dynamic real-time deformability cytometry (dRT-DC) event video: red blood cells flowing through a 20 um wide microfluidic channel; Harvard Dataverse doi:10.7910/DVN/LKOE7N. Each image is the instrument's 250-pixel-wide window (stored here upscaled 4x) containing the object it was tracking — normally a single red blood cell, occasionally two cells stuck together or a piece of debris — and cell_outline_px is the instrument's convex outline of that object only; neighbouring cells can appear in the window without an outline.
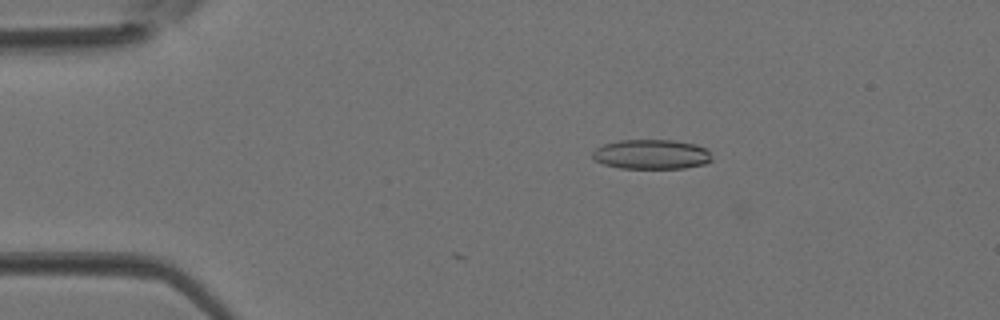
{"species": "Egyptian fruit bat (a non-hibernating species)", "species_latin": "Rousettus aegyptiacus", "temperature_condition": "room temperature", "stored_images_in_passage": 3, "camera_frame_rate_fps": 3000, "um_per_image_px": 0.085, "animal": {"sex": "female"}, "frame": {"image": 1, "passage_image": 2, "time_ms": 0.333, "image_size_px": [1000, 320], "cell_outline_px": [[712, 160], [704, 164], [684, 168], [620, 168], [604, 164], [596, 160], [592, 156], [592, 152], [596, 148], [604, 144], [620, 140], [672, 140], [696, 144], [704, 148], [712, 156]], "centroid_in_image_um": [55.37, 13.12], "position_along_channel_um": 29.6, "area_um2": 20.52}}